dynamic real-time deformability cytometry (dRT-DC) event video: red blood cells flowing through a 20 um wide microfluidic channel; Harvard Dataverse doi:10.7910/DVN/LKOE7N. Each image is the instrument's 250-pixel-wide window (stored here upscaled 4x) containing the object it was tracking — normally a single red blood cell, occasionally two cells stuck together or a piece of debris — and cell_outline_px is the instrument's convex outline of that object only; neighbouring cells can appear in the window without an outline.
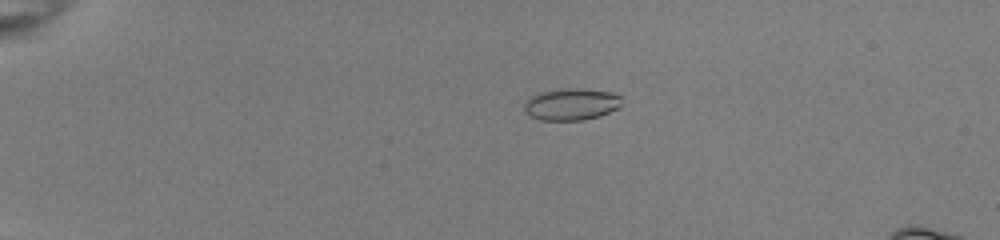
{"species": "common noctule bat (a hibernating species)", "species_latin": "Nyctalus noctula", "temperature_condition": "room temperature", "stored_images_in_passage": 42, "camera_frame_rate_fps": 3000, "um_per_image_px": 0.085, "animal": {"sex": "female", "body_mass_g": 22.0, "forearm_length_mm": 56.7}, "frame": {"image": 1, "passage_image": 2, "time_ms": 0.333, "image_size_px": [1000, 240], "cell_outline_px": [[620, 108], [600, 116], [584, 120], [540, 120], [528, 116], [524, 108], [524, 104], [532, 96], [544, 92], [560, 88], [576, 88], [612, 92], [620, 96]], "centroid_in_image_um": [48.58, 8.87], "position_along_channel_um": 36.4, "area_um2": 18.09}}
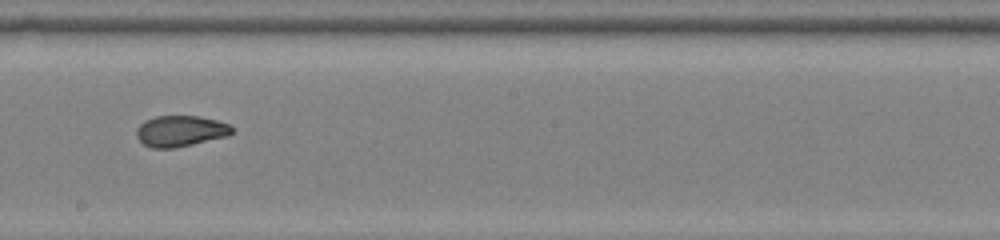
{"frame": {"image": 2, "passage_image": 22, "time_ms": 7.0, "image_size_px": [1000, 240], "cell_outline_px": [[232, 132], [228, 136], [176, 148], [152, 148], [144, 144], [136, 136], [136, 128], [144, 120], [156, 116], [200, 116], [216, 120], [228, 124], [232, 128]], "centroid_in_image_um": [15.31, 11.14], "position_along_channel_um": 232.9, "area_um2": 17.28}}
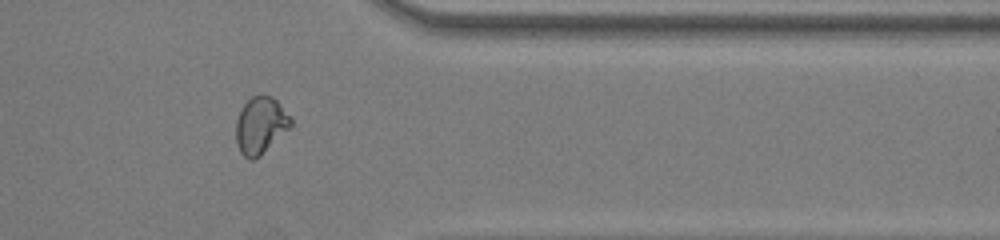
{"frame": {"image": 3, "passage_image": 34, "time_ms": 11.0, "image_size_px": [1000, 240], "cell_outline_px": [[292, 124], [260, 156], [252, 160], [248, 160], [240, 152], [236, 144], [236, 120], [244, 104], [252, 96], [272, 96], [292, 116]], "centroid_in_image_um": [22.14, 10.66], "position_along_channel_um": 389.3, "area_um2": 17.98}, "authors_computed_cell_mechanics": {"area_um2": 18.0047, "velocity_mm_per_s": 4.0307, "shape_relaxation_time_tau1_ms": 8.9528, "shape_relaxation_time_tau2_ms": 0.789, "deformation_change_tau1": 0.2428, "deformation_change_tau2": 0.051}}